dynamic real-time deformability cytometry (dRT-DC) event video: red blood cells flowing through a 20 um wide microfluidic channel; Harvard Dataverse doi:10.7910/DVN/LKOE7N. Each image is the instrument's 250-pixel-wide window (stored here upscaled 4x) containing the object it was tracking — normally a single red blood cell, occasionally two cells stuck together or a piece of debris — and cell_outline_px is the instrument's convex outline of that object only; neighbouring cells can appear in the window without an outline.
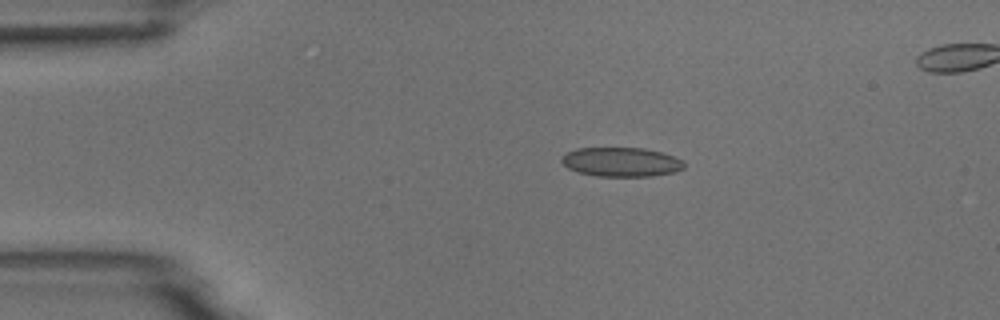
{"species": "common noctule bat (a hibernating species)", "species_latin": "Nyctalus noctula", "temperature_condition": "room temperature", "stored_images_in_passage": 4, "camera_frame_rate_fps": 3000, "um_per_image_px": 0.085, "animal": {"sex": "male", "body_mass_g": 18.8}, "frame": {"image": 1, "passage_image": 2, "time_ms": 2.0, "image_size_px": [1000, 320], "cell_outline_px": [[684, 168], [676, 172], [652, 176], [596, 176], [580, 172], [568, 168], [560, 160], [560, 156], [576, 148], [644, 148], [660, 152], [684, 160]], "centroid_in_image_um": [52.81, 13.77], "position_along_channel_um": 32.2, "area_um2": 20.87}}